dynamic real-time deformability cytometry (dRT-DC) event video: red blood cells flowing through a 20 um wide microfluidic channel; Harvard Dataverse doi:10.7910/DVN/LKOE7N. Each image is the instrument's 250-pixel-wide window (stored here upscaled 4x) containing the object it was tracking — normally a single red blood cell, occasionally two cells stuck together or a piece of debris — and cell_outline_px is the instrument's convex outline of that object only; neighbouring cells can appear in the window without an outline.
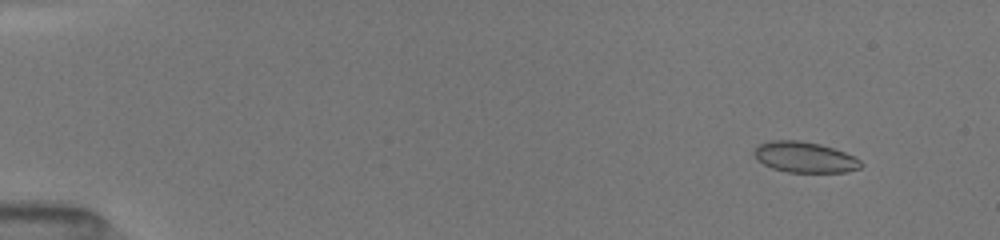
{"species": "common noctule bat (a hibernating species)", "species_latin": "Nyctalus noctula", "temperature_condition": "room temperature", "stored_images_in_passage": 22, "camera_frame_rate_fps": 3000, "um_per_image_px": 0.085, "animal": {"sex": "female", "body_mass_g": 19.5, "forearm_length_mm": 54.1}, "frame": {"image": 1, "passage_image": 2, "time_ms": 1.0, "image_size_px": [1000, 240], "cell_outline_px": [[864, 164], [860, 168], [844, 172], [788, 172], [772, 168], [756, 160], [752, 152], [760, 144], [768, 140], [800, 140], [820, 144], [844, 152], [860, 160]], "centroid_in_image_um": [68.36, 13.36], "position_along_channel_um": 16.6, "area_um2": 19.13}}
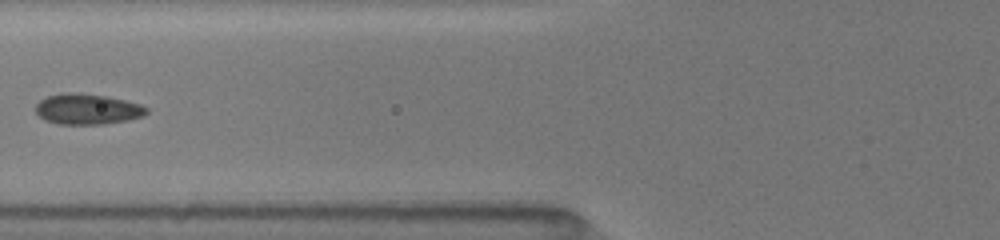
{"frame": {"image": 2, "passage_image": 10, "time_ms": 6.667, "image_size_px": [1000, 240], "cell_outline_px": [[148, 112], [144, 116], [128, 120], [104, 124], [60, 124], [44, 120], [36, 112], [36, 104], [40, 100], [48, 96], [60, 92], [72, 92], [104, 96], [124, 100], [140, 104], [148, 108]], "centroid_in_image_um": [7.42, 9.27], "position_along_channel_um": 118.4, "area_um2": 19.77}}
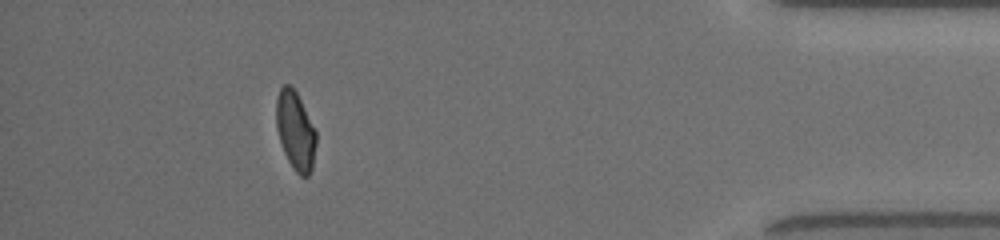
{"frame": {"image": 3, "passage_image": 20, "time_ms": 15.0, "image_size_px": [1000, 240], "cell_outline_px": [[316, 144], [312, 168], [308, 176], [300, 176], [292, 168], [284, 152], [276, 128], [276, 96], [280, 88], [284, 84], [288, 84], [296, 92], [316, 132]], "centroid_in_image_um": [25.09, 11.12], "position_along_channel_um": 410.1, "area_um2": 18.09}, "authors_computed_cell_mechanics": {"area_um2": 19.2474, "velocity_mm_per_s": 4.0659, "shape_relaxation_time_tau1_ms": null, "shape_relaxation_time_tau2_ms": 0.8734, "deformation_change_tau1": null, "deformation_change_tau2": 0.0404}}